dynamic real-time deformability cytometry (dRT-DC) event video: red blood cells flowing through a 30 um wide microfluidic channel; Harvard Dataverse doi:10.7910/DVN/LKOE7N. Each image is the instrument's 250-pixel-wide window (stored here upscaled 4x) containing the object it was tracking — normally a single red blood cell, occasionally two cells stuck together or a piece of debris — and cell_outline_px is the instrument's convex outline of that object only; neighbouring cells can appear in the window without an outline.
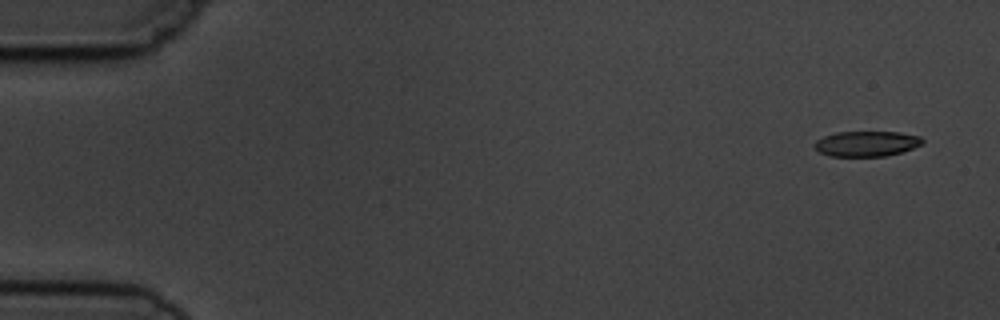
{"species": "common noctule bat (a hibernating species)", "species_latin": "Nyctalus noctula", "temperature_condition": "cold", "stored_images_in_passage": 4, "camera_frame_rate_fps": 3000, "um_per_image_px": 0.085, "animal": {"sex": "male", "body_mass_g": 19.5, "forearm_length_mm": 54.6}, "frame": {"image": 1, "passage_image": 1, "time_ms": 0.0, "image_size_px": [1000, 320], "cell_outline_px": [[924, 144], [888, 156], [828, 156], [820, 152], [812, 144], [816, 140], [824, 136], [836, 132], [900, 132], [920, 136], [924, 140]], "centroid_in_image_um": [73.66, 12.21], "position_along_channel_um": 11.3, "area_um2": 16.01}}
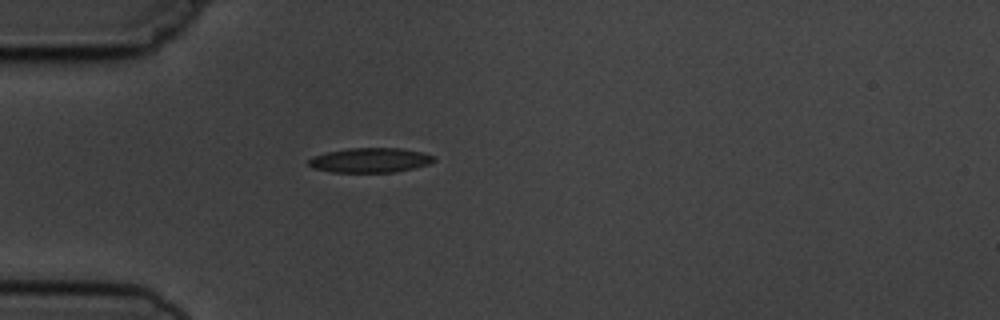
{"frame": {"image": 2, "passage_image": 4, "time_ms": 4.333, "image_size_px": [1000, 320], "cell_outline_px": [[436, 160], [428, 164], [396, 172], [332, 172], [312, 168], [308, 164], [308, 160], [312, 156], [324, 152], [348, 148], [400, 148], [420, 152], [436, 156]], "centroid_in_image_um": [31.42, 13.61], "position_along_channel_um": 53.6, "area_um2": 18.09}}